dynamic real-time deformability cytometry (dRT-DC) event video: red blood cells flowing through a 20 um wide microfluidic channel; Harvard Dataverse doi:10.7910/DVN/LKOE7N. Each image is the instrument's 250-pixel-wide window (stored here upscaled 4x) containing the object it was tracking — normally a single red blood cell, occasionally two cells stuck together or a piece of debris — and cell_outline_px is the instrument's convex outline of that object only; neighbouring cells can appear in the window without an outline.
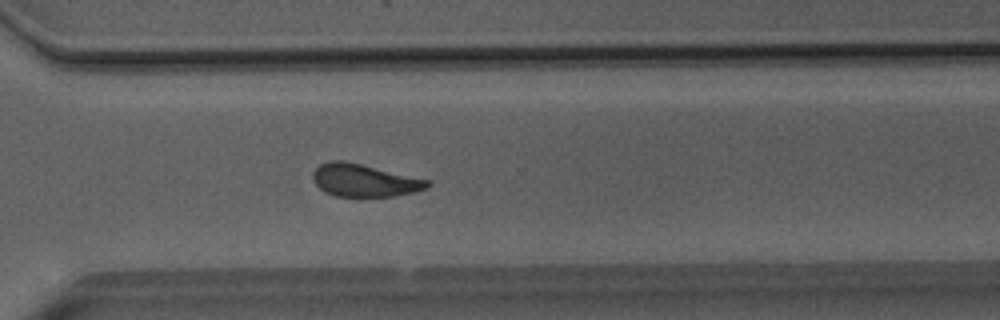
{"species": "Egyptian fruit bat (a non-hibernating species)", "species_latin": "Rousettus aegyptiacus", "temperature_condition": "room temperature", "stored_images_in_passage": 51, "camera_frame_rate_fps": 3000, "um_per_image_px": 0.085, "animal": {"sex": "male"}, "frame": {"image": 1, "passage_image": 37, "time_ms": 12.0, "image_size_px": [1000, 320], "cell_outline_px": [[432, 184], [428, 188], [412, 192], [392, 196], [336, 196], [324, 192], [312, 180], [312, 172], [320, 164], [332, 160], [344, 160], [428, 180]], "centroid_in_image_um": [30.92, 15.33], "position_along_channel_um": 339.7, "area_um2": 21.56}}
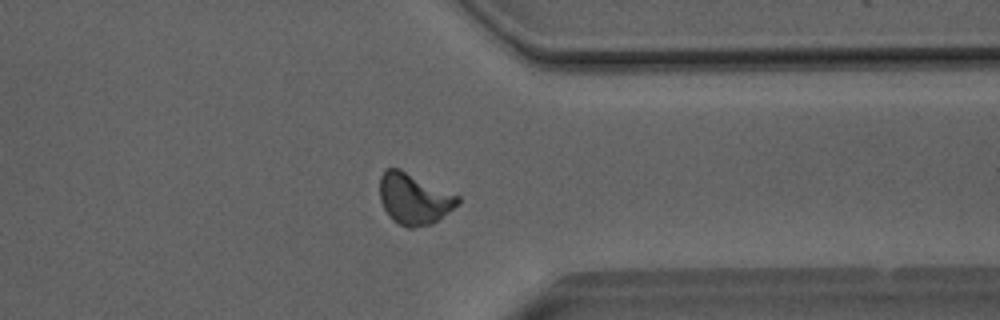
{"frame": {"image": 2, "passage_image": 40, "time_ms": 13.0, "image_size_px": [1000, 320], "cell_outline_px": [[460, 204], [432, 224], [412, 228], [408, 228], [392, 220], [388, 216], [380, 200], [380, 176], [384, 168], [400, 168], [460, 196]], "centroid_in_image_um": [35.19, 16.89], "position_along_channel_um": 376.2, "area_um2": 23.47}}
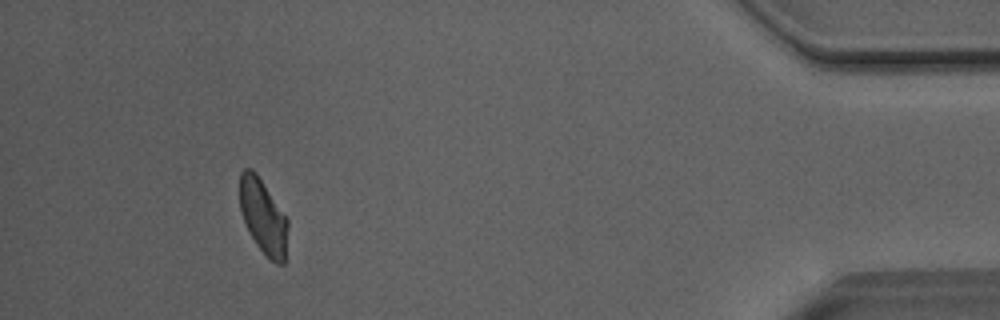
{"frame": {"image": 3, "passage_image": 47, "time_ms": 15.333, "image_size_px": [1000, 320], "cell_outline_px": [[288, 228], [284, 264], [276, 264], [256, 244], [244, 220], [240, 208], [240, 172], [244, 168], [252, 168], [256, 172], [288, 220]], "centroid_in_image_um": [22.37, 18.38], "position_along_channel_um": 412.8, "area_um2": 20.52}, "authors_computed_cell_mechanics": {"area_um2": 22.831, "velocity_mm_per_s": 4.0341, "shape_relaxation_time_tau1_ms": 6.607, "shape_relaxation_time_tau2_ms": 1.7287, "deformation_change_tau1": 0.1302, "deformation_change_tau2": 0.0627}}